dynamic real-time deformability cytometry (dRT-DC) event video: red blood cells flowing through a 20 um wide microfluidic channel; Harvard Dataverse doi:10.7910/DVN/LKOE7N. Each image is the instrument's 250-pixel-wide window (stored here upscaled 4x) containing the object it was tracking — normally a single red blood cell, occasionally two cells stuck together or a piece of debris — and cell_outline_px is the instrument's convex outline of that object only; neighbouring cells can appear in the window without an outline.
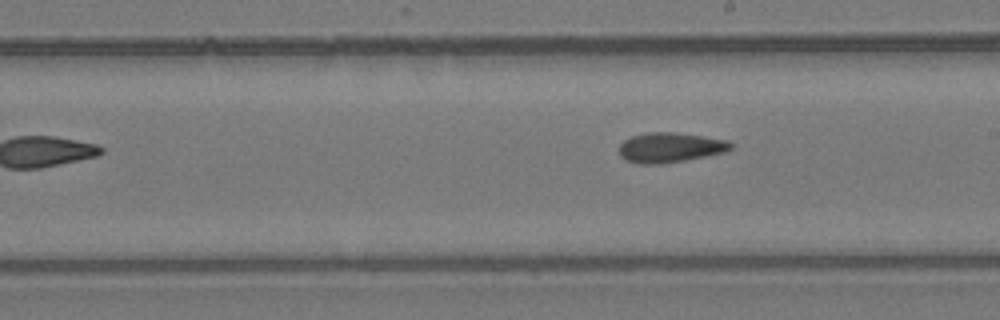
{"species": "common noctule bat (a hibernating species)", "species_latin": "Nyctalus noctula", "temperature_condition": "room temperature", "stored_images_in_passage": 9, "segment_of_instrument_passage": [2, 2], "camera_frame_rate_fps": 3000, "um_per_image_px": 0.085, "animal": {"sex": "female", "body_mass_g": 24.6, "forearm_length_mm": 56.2}, "frame": {"image": 1, "passage_image": 9, "time_ms": 10.0, "image_size_px": [1000, 320], "cell_outline_px": [[732, 148], [728, 152], [684, 160], [660, 164], [640, 164], [628, 160], [620, 156], [620, 144], [624, 140], [632, 136], [648, 132], [672, 132], [728, 140], [732, 144]], "centroid_in_image_um": [56.98, 12.54], "position_along_channel_um": 232.0, "area_um2": 19.31}}